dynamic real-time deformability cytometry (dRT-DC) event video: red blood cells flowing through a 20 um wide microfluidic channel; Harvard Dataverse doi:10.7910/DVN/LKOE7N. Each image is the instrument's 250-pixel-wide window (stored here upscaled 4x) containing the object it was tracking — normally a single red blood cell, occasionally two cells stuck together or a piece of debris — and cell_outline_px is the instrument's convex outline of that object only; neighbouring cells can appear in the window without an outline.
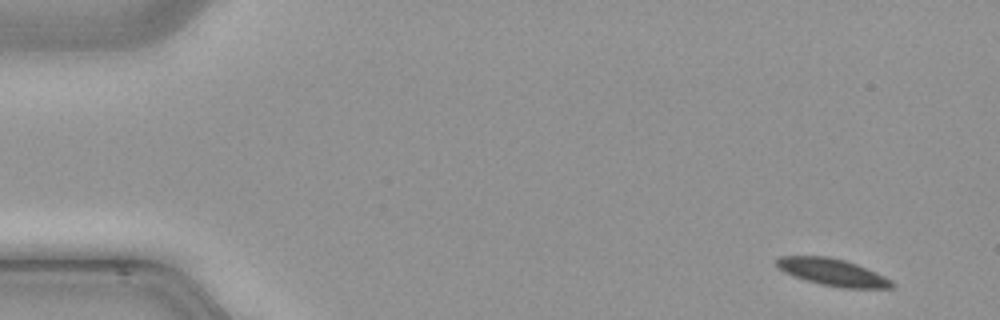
{"species": "common noctule bat (a hibernating species)", "species_latin": "Nyctalus noctula", "temperature_condition": "cold", "stored_images_in_passage": 7, "camera_frame_rate_fps": 3000, "um_per_image_px": 0.085, "animal": {"sex": "male", "body_mass_g": 21.5, "forearm_length_mm": 52.0}, "frame": {"image": 1, "passage_image": 1, "time_ms": 0.0, "image_size_px": [1000, 320], "cell_outline_px": [[896, 284], [892, 288], [840, 288], [820, 284], [804, 280], [792, 276], [776, 268], [776, 260], [780, 256], [828, 256], [844, 260], [856, 264], [884, 276], [892, 280]], "centroid_in_image_um": [70.74, 23.15], "position_along_channel_um": 14.3, "area_um2": 18.32}}